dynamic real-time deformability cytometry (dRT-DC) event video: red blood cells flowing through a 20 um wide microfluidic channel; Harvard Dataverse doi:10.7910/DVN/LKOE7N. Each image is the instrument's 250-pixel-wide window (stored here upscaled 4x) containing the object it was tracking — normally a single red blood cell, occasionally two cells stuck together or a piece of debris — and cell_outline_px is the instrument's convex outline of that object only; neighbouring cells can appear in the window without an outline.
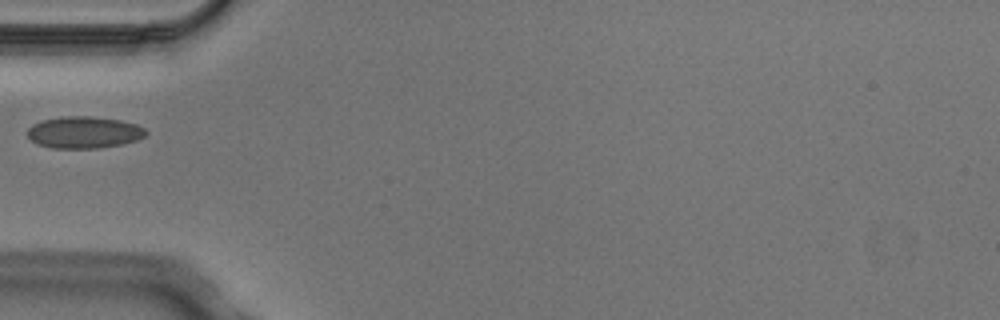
{"species": "Egyptian fruit bat (a non-hibernating species)", "species_latin": "Rousettus aegyptiacus", "temperature_condition": "cold", "stored_images_in_passage": 1, "camera_frame_rate_fps": 3000, "um_per_image_px": 0.085, "animal": {"sex": "male"}, "frame": {"image": 1, "passage_image": 1, "time_ms": 0.0, "image_size_px": [1000, 320], "cell_outline_px": [[148, 132], [144, 136], [136, 140], [124, 144], [100, 148], [52, 148], [36, 144], [28, 136], [28, 128], [32, 124], [40, 120], [64, 116], [92, 116], [120, 120], [136, 124], [144, 128]], "centroid_in_image_um": [7.13, 11.25], "position_along_channel_um": 77.9, "area_um2": 22.14}}